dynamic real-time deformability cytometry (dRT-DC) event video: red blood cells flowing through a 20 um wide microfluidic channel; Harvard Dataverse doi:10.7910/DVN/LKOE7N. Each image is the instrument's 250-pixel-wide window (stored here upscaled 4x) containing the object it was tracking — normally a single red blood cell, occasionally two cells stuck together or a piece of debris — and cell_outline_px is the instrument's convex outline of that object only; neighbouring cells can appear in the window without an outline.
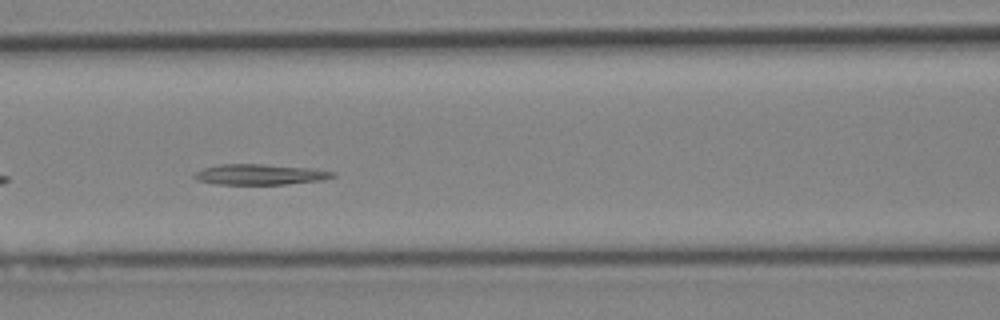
{"species": "Egyptian fruit bat (a non-hibernating species)", "species_latin": "Rousettus aegyptiacus", "temperature_condition": "cold", "stored_images_in_passage": 22, "camera_frame_rate_fps": 3000, "um_per_image_px": 0.085, "animal": {"sex": "female"}, "frame": {"image": 1, "passage_image": 6, "time_ms": 1.667, "image_size_px": [1000, 320], "cell_outline_px": [[336, 176], [324, 180], [284, 184], [216, 184], [196, 180], [192, 176], [196, 172], [204, 168], [220, 164], [260, 164], [312, 168], [336, 172]], "centroid_in_image_um": [22.12, 14.83], "position_along_channel_um": 144.5, "area_um2": 16.59}}
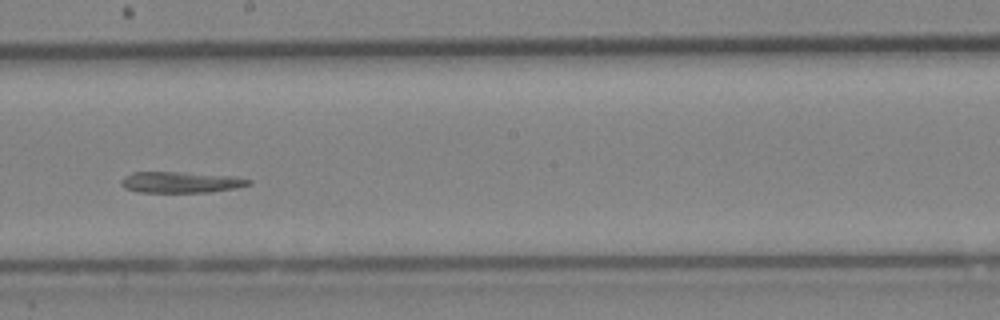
{"frame": {"image": 2, "passage_image": 12, "time_ms": 3.667, "image_size_px": [1000, 320], "cell_outline_px": [[252, 184], [236, 188], [212, 192], [136, 192], [124, 188], [120, 184], [120, 180], [124, 176], [132, 172], [180, 172], [232, 176], [252, 180]], "centroid_in_image_um": [15.34, 15.49], "position_along_channel_um": 232.9, "area_um2": 15.78}}
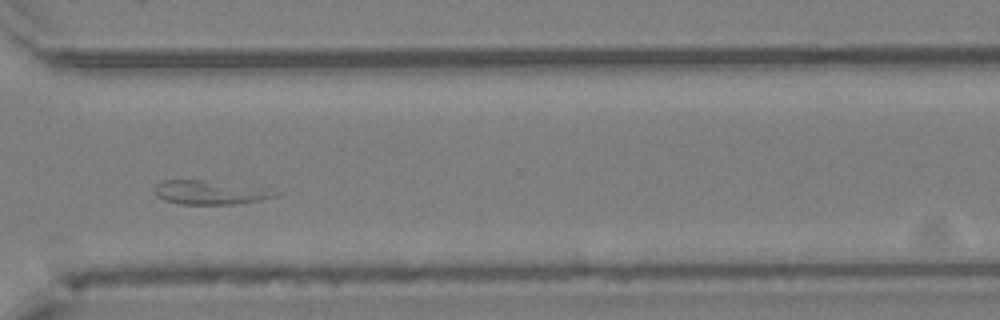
{"frame": {"image": 3, "passage_image": 20, "time_ms": 6.333, "image_size_px": [1000, 320], "cell_outline_px": [[284, 192], [276, 196], [260, 200], [232, 204], [180, 204], [164, 200], [156, 196], [156, 184], [164, 180], [204, 180], [268, 188]], "centroid_in_image_um": [17.91, 16.35], "position_along_channel_um": 352.7, "area_um2": 16.82}}